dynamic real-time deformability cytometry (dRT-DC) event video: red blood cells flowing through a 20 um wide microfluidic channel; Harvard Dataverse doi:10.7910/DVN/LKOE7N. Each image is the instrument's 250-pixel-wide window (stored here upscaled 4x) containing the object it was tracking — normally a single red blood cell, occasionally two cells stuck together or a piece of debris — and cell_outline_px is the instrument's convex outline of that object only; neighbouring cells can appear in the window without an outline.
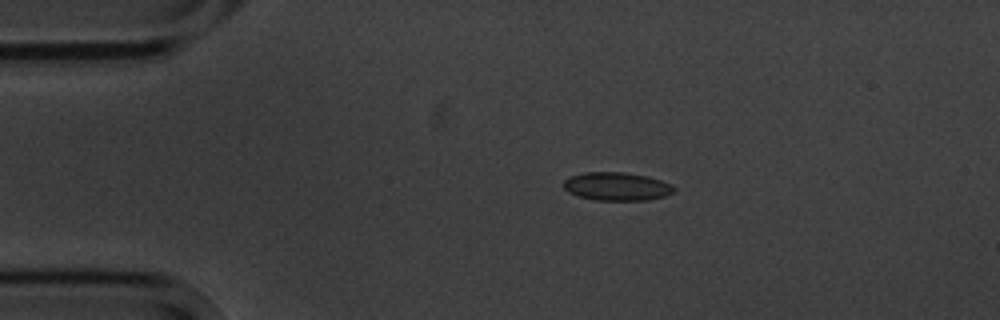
{"species": "common noctule bat (a hibernating species)", "species_latin": "Nyctalus noctula", "temperature_condition": "cold", "stored_images_in_passage": 5, "camera_frame_rate_fps": 3000, "um_per_image_px": 0.085, "animal": {"sex": "male", "body_mass_g": 20.1, "forearm_length_mm": 53.5}, "frame": {"image": 1, "passage_image": 3, "time_ms": 2.333, "image_size_px": [1000, 320], "cell_outline_px": [[676, 192], [664, 196], [648, 200], [596, 200], [580, 196], [568, 192], [564, 188], [564, 180], [568, 176], [584, 172], [624, 172], [648, 176], [660, 180], [676, 188]], "centroid_in_image_um": [52.42, 15.84], "position_along_channel_um": 32.6, "area_um2": 18.21}}
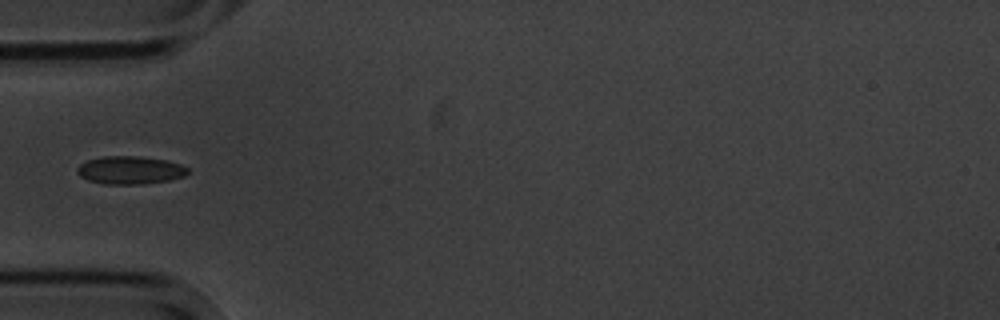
{"frame": {"image": 2, "passage_image": 5, "time_ms": 4.667, "image_size_px": [1000, 320], "cell_outline_px": [[188, 172], [184, 176], [168, 180], [144, 184], [104, 184], [88, 180], [80, 176], [76, 172], [76, 168], [80, 164], [88, 160], [100, 156], [140, 156], [168, 160], [180, 164], [188, 168]], "centroid_in_image_um": [11.04, 14.45], "position_along_channel_um": 74.0, "area_um2": 18.15}}